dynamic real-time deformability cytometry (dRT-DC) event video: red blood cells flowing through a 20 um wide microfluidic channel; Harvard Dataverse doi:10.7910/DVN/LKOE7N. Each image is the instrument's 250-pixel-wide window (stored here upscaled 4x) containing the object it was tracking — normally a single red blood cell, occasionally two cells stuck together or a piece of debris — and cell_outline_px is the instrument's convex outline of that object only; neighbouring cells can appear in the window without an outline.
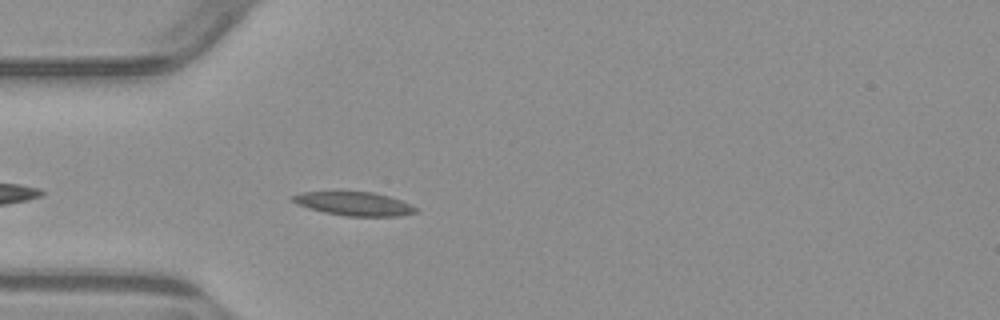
{"species": "common noctule bat (a hibernating species)", "species_latin": "Nyctalus noctula", "temperature_condition": "warm", "stored_images_in_passage": 4, "camera_frame_rate_fps": 3000, "um_per_image_px": 0.085, "animal": {"sex": "male", "body_mass_g": 23.1, "forearm_length_mm": 52.7}, "frame": {"image": 1, "passage_image": 4, "time_ms": 3.667, "image_size_px": [1000, 320], "cell_outline_px": [[420, 212], [400, 216], [348, 216], [324, 212], [308, 208], [296, 204], [292, 200], [292, 196], [300, 192], [340, 188], [372, 192], [388, 196], [412, 204]], "centroid_in_image_um": [30.04, 17.26], "position_along_channel_um": 55.0, "area_um2": 17.98}}